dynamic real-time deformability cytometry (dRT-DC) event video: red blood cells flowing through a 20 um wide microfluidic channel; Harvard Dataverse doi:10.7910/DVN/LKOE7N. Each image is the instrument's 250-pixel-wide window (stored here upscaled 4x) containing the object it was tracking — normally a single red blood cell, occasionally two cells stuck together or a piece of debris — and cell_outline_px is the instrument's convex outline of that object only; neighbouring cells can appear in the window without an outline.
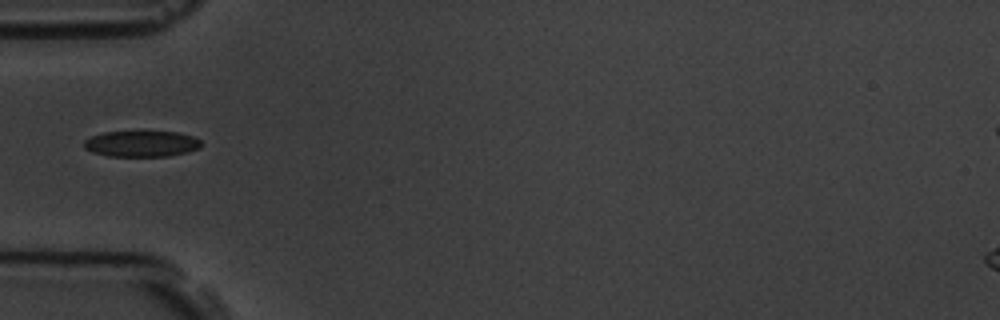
{"species": "common noctule bat (a hibernating species)", "species_latin": "Nyctalus noctula", "temperature_condition": "room temperature", "stored_images_in_passage": 5, "camera_frame_rate_fps": 3000, "um_per_image_px": 0.085, "animal": {"sex": "male", "body_mass_g": 19.5, "forearm_length_mm": 54.6}, "frame": {"image": 1, "passage_image": 5, "time_ms": 4.667, "image_size_px": [1000, 320], "cell_outline_px": [[200, 148], [188, 152], [168, 156], [108, 156], [92, 152], [84, 148], [84, 140], [92, 136], [104, 132], [144, 128], [176, 132], [192, 136], [200, 140]], "centroid_in_image_um": [12.01, 12.16], "position_along_channel_um": 73.0, "area_um2": 18.67}}